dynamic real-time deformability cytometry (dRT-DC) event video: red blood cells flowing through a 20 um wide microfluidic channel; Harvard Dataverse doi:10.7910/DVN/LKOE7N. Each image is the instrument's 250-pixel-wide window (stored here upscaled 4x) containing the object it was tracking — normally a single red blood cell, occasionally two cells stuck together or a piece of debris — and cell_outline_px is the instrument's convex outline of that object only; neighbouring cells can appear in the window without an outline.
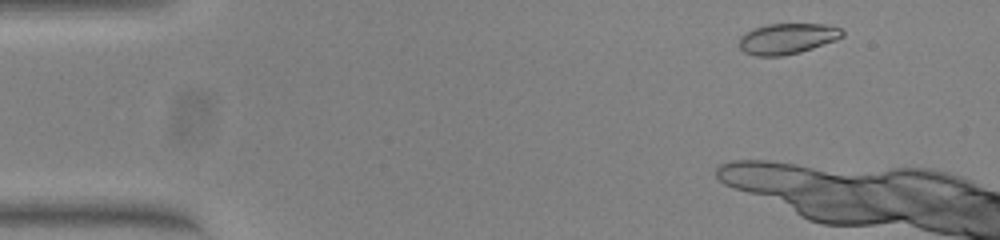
{"species": "common noctule bat (a hibernating species)", "species_latin": "Nyctalus noctula", "temperature_condition": "warm", "stored_images_in_passage": 7, "camera_frame_rate_fps": 3000, "um_per_image_px": 0.085, "animal": {"sex": "female", "body_mass_g": 23.0, "forearm_length_mm": 53.4}, "frame": {"image": 1, "passage_image": 2, "time_ms": 0.333, "image_size_px": [1000, 240], "cell_outline_px": [[844, 36], [836, 40], [800, 52], [780, 56], [756, 56], [744, 52], [740, 48], [740, 36], [756, 28], [768, 24], [824, 24], [840, 28], [844, 32]], "centroid_in_image_um": [66.94, 3.29], "position_along_channel_um": 18.1, "area_um2": 18.26}}